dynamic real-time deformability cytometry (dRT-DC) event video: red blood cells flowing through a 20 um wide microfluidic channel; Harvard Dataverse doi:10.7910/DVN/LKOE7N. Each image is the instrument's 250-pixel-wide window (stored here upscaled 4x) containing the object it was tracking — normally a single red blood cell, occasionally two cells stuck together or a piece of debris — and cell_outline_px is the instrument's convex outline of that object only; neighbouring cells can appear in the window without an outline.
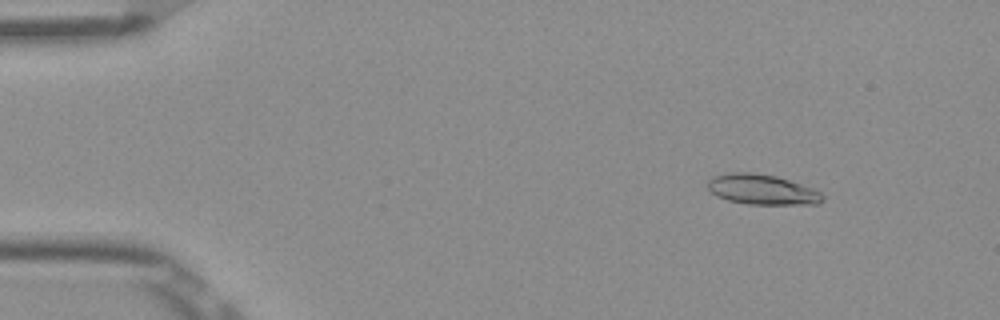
{"species": "Egyptian fruit bat (a non-hibernating species)", "species_latin": "Rousettus aegyptiacus", "temperature_condition": "room temperature", "stored_images_in_passage": 53, "camera_frame_rate_fps": 3000, "um_per_image_px": 0.085, "frame": {"image": 1, "passage_image": 7, "time_ms": 2.0, "image_size_px": [1000, 320], "cell_outline_px": [[824, 200], [820, 204], [748, 204], [728, 200], [716, 196], [708, 188], [708, 180], [712, 176], [728, 172], [752, 172], [776, 176], [812, 188], [820, 192], [824, 196]], "centroid_in_image_um": [64.76, 16.1], "position_along_channel_um": 20.2, "area_um2": 20.23}}
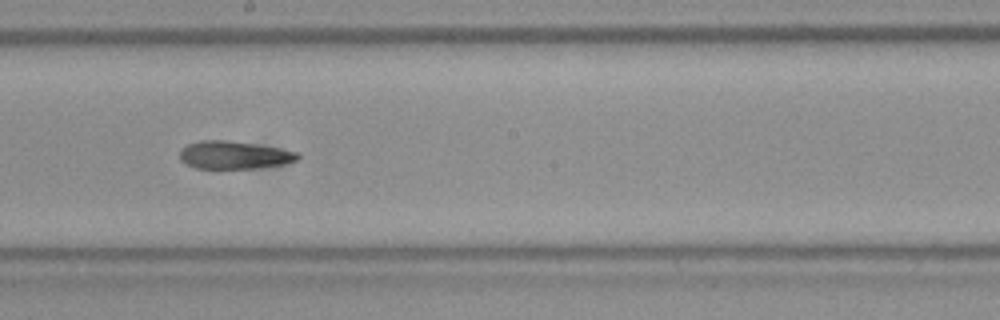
{"frame": {"image": 2, "passage_image": 30, "time_ms": 9.667, "image_size_px": [1000, 320], "cell_outline_px": [[300, 156], [296, 160], [284, 164], [256, 168], [196, 168], [180, 160], [180, 148], [188, 144], [200, 140], [224, 140], [280, 148], [300, 152]], "centroid_in_image_um": [19.9, 13.17], "position_along_channel_um": 228.3, "area_um2": 19.02}}
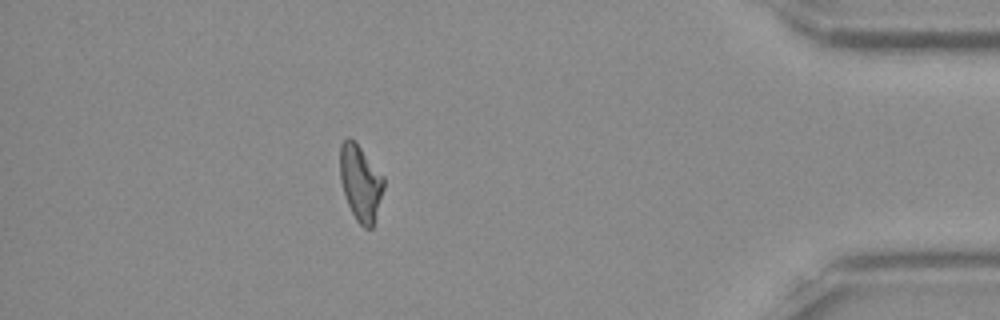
{"frame": {"image": 3, "passage_image": 47, "time_ms": 15.333, "image_size_px": [1000, 320], "cell_outline_px": [[384, 188], [372, 228], [364, 228], [356, 220], [348, 204], [340, 180], [340, 144], [348, 136], [360, 148], [384, 176]], "centroid_in_image_um": [30.64, 15.55], "position_along_channel_um": 404.6, "area_um2": 19.02}, "authors_computed_cell_mechanics": {"area_um2": 19.7676, "velocity_mm_per_s": 3.9012, "shape_relaxation_time_tau1_ms": 7.4669, "shape_relaxation_time_tau2_ms": 3.4439, "deformation_change_tau1": 0.199, "deformation_change_tau2": 0.1346}}